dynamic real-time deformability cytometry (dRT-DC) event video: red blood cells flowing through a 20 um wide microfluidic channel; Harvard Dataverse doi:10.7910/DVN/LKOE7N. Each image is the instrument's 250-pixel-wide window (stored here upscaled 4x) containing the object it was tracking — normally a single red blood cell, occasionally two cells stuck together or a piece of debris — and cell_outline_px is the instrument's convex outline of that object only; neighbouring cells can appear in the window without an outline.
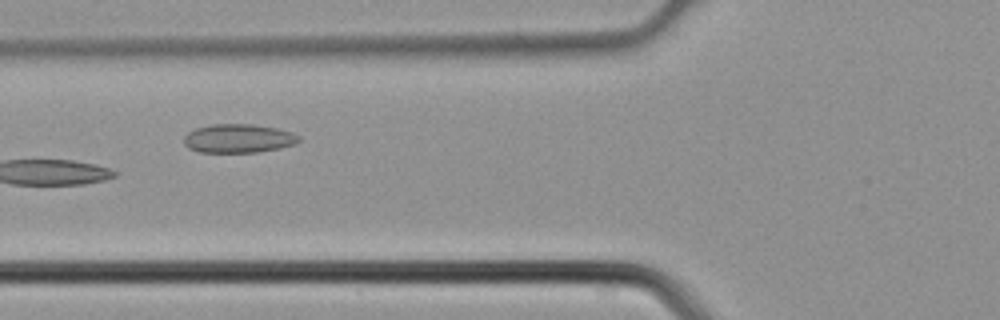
{"species": "common noctule bat (a hibernating species)", "species_latin": "Nyctalus noctula", "temperature_condition": "cold", "stored_images_in_passage": 5, "camera_frame_rate_fps": 3000, "um_per_image_px": 0.085, "animal": {"sex": "male", "body_mass_g": 21.5, "forearm_length_mm": 52.0}, "frame": {"image": 1, "passage_image": 5, "time_ms": 1.333, "image_size_px": [1000, 320], "cell_outline_px": [[300, 140], [296, 144], [280, 148], [256, 152], [200, 152], [188, 148], [184, 144], [184, 136], [188, 132], [196, 128], [212, 124], [252, 124], [276, 128], [292, 132], [300, 136]], "centroid_in_image_um": [20.27, 11.76], "position_along_channel_um": 105.5, "area_um2": 19.31}}